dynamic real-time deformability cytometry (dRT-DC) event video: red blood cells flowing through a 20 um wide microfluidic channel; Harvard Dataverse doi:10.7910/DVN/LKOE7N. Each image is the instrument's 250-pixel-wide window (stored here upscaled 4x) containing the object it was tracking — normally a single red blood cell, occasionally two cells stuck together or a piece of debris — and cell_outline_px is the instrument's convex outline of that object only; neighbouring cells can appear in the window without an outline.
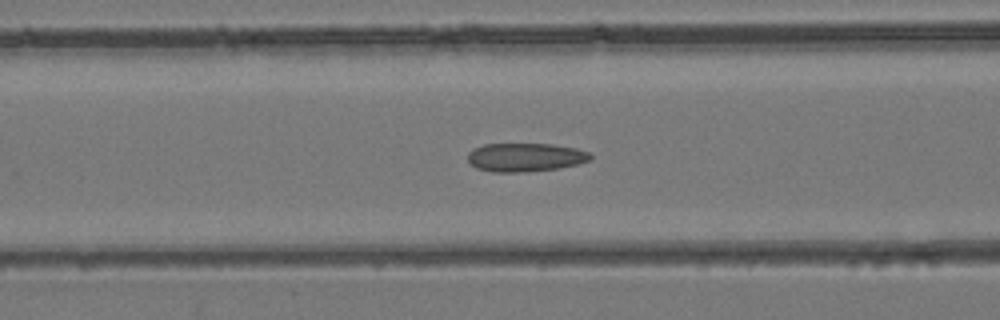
{"species": "common noctule bat (a hibernating species)", "species_latin": "Nyctalus noctula", "temperature_condition": "room temperature", "stored_images_in_passage": 30, "camera_frame_rate_fps": 3000, "um_per_image_px": 0.085, "animal": {"sex": "female", "body_mass_g": 24.6, "forearm_length_mm": 56.2}, "frame": {"image": 1, "passage_image": 8, "time_ms": 2.333, "image_size_px": [1000, 320], "cell_outline_px": [[592, 160], [576, 164], [556, 168], [524, 172], [492, 172], [476, 168], [468, 160], [468, 152], [472, 148], [484, 144], [552, 144], [576, 148], [588, 152], [592, 156]], "centroid_in_image_um": [44.62, 13.36], "position_along_channel_um": 122.0, "area_um2": 20.4}}
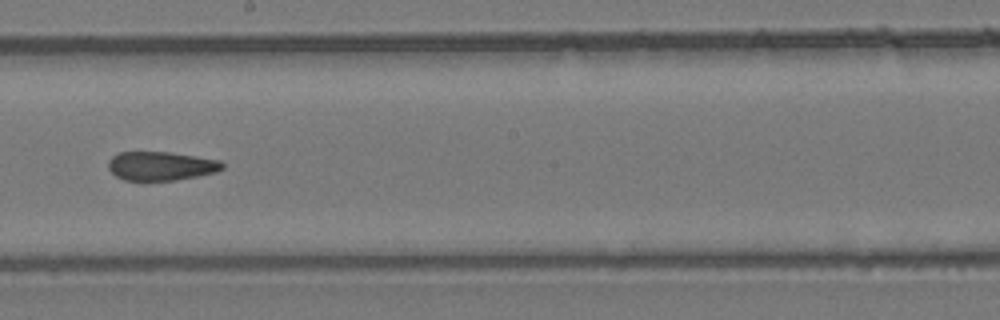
{"frame": {"image": 2, "passage_image": 15, "time_ms": 4.667, "image_size_px": [1000, 320], "cell_outline_px": [[224, 168], [216, 172], [176, 180], [124, 180], [116, 176], [108, 168], [108, 160], [112, 156], [120, 152], [168, 152], [220, 160], [224, 164]], "centroid_in_image_um": [13.67, 14.1], "position_along_channel_um": 234.5, "area_um2": 19.07}}
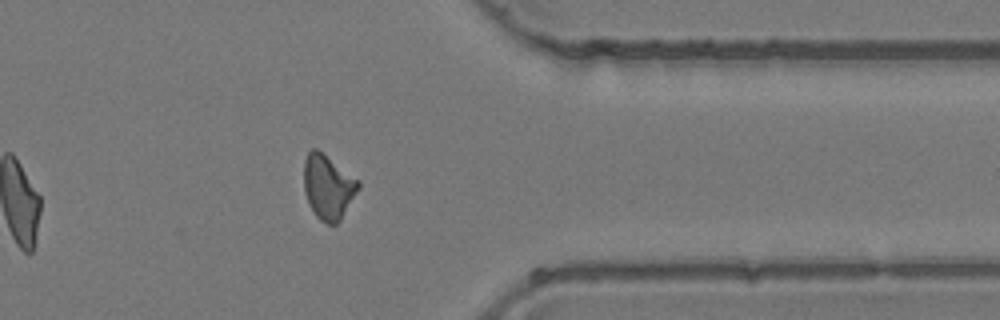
{"frame": {"image": 3, "passage_image": 25, "time_ms": 8.0, "image_size_px": [1000, 320], "cell_outline_px": [[360, 188], [340, 220], [336, 224], [328, 224], [320, 220], [316, 216], [308, 204], [304, 192], [304, 160], [308, 152], [312, 148], [316, 148], [360, 180]], "centroid_in_image_um": [27.89, 15.89], "position_along_channel_um": 383.5, "area_um2": 20.58}}